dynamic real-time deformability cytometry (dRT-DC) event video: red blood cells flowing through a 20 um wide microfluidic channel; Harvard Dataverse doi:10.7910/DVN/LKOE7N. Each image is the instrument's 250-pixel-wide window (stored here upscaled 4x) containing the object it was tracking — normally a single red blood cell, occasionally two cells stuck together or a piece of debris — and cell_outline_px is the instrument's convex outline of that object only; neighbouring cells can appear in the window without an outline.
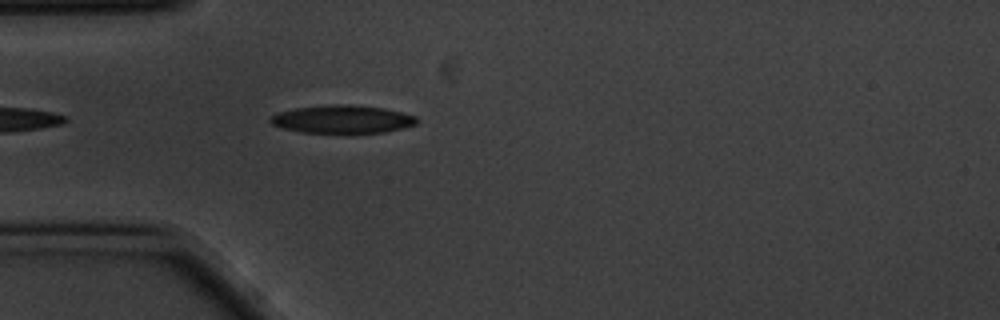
{"species": "common noctule bat (a hibernating species)", "species_latin": "Nyctalus noctula", "temperature_condition": "cold", "stored_images_in_passage": 12, "camera_frame_rate_fps": 3000, "um_per_image_px": 0.085, "animal": {"sex": "male", "body_mass_g": 20.1, "forearm_length_mm": 53.5}, "frame": {"image": 1, "passage_image": 3, "time_ms": 0.667, "image_size_px": [1000, 320], "cell_outline_px": [[416, 124], [384, 132], [300, 132], [284, 128], [272, 124], [268, 120], [272, 116], [280, 112], [296, 108], [332, 104], [348, 104], [384, 108], [416, 116]], "centroid_in_image_um": [29.08, 10.12], "position_along_channel_um": 55.9, "area_um2": 23.41}}